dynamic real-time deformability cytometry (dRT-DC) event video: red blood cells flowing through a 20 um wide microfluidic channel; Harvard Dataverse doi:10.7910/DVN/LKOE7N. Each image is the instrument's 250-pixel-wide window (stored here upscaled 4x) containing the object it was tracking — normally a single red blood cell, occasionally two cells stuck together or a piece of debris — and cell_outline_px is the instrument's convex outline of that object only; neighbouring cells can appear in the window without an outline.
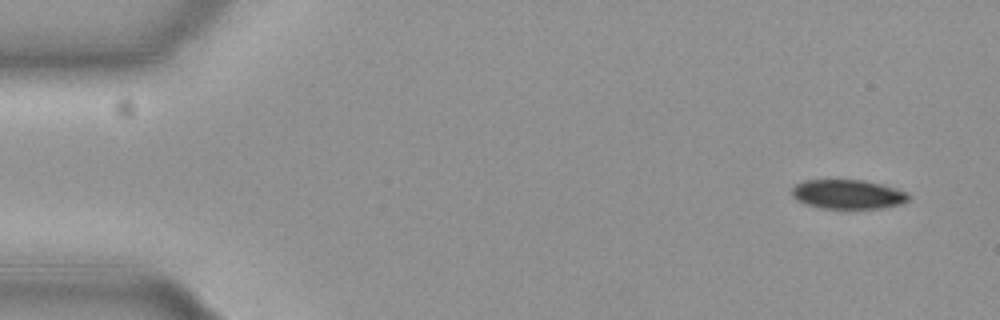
{"species": "common noctule bat (a hibernating species)", "species_latin": "Nyctalus noctula", "temperature_condition": "cold", "stored_images_in_passage": 13, "camera_frame_rate_fps": 3000, "um_per_image_px": 0.085, "animal": {"sex": "female", "body_mass_g": 19.3, "forearm_length_mm": 54.1}, "frame": {"image": 1, "passage_image": 1, "time_ms": 0.0, "image_size_px": [1000, 320], "cell_outline_px": [[912, 196], [908, 200], [900, 204], [884, 208], [820, 208], [804, 204], [796, 200], [792, 196], [792, 188], [796, 184], [804, 180], [864, 180], [896, 188], [908, 192]], "centroid_in_image_um": [72.07, 16.51], "position_along_channel_um": 12.9, "area_um2": 20.06}}
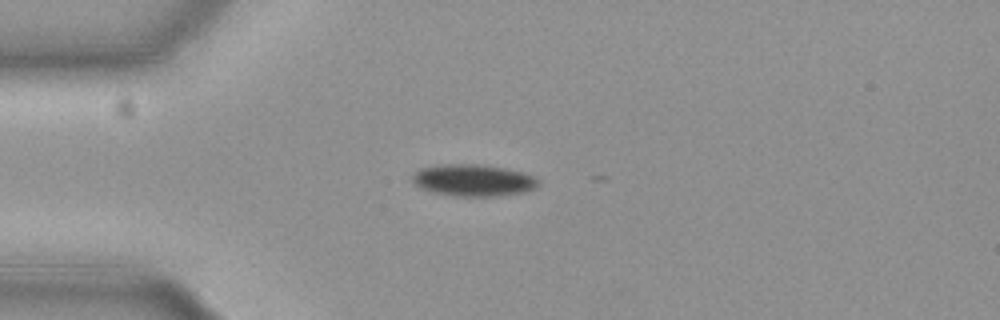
{"frame": {"image": 2, "passage_image": 12, "time_ms": 3.667, "image_size_px": [1000, 320], "cell_outline_px": [[540, 184], [536, 188], [524, 192], [496, 196], [456, 196], [432, 192], [420, 188], [412, 180], [412, 176], [420, 168], [440, 164], [476, 164], [504, 168], [524, 172], [536, 176], [540, 180]], "centroid_in_image_um": [40.27, 15.32], "position_along_channel_um": 44.7, "area_um2": 23.52}}